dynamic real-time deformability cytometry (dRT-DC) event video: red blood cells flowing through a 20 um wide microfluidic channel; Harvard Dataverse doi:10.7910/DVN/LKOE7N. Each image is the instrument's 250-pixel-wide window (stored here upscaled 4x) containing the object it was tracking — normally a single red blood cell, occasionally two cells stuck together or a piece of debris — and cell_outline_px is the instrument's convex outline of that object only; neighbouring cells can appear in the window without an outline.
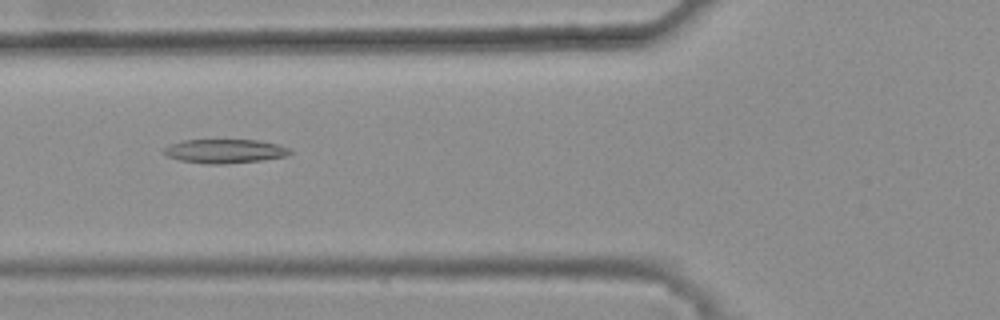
{"species": "common noctule bat (a hibernating species)", "species_latin": "Nyctalus noctula", "temperature_condition": "warm", "stored_images_in_passage": 47, "camera_frame_rate_fps": 3000, "um_per_image_px": 0.085, "animal": {"sex": "female", "body_mass_g": 25.1}, "frame": {"image": 1, "passage_image": 20, "time_ms": 6.333, "image_size_px": [1000, 320], "cell_outline_px": [[292, 152], [284, 156], [264, 160], [224, 164], [204, 164], [180, 160], [168, 156], [164, 152], [164, 148], [168, 144], [184, 140], [260, 140], [280, 144], [292, 148]], "centroid_in_image_um": [19.15, 12.84], "position_along_channel_um": 106.7, "area_um2": 17.8}}
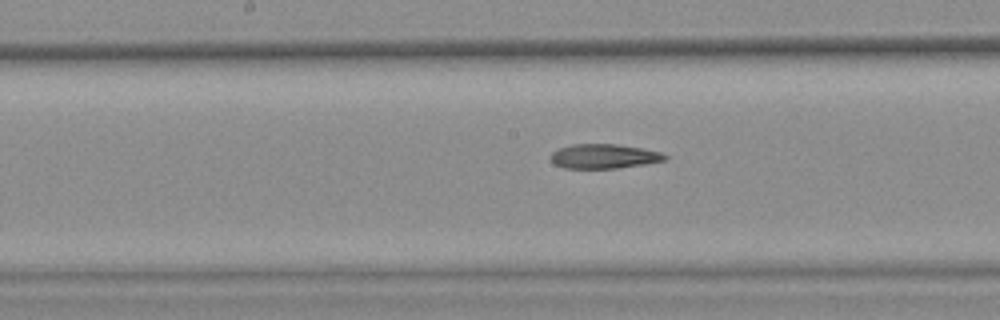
{"frame": {"image": 2, "passage_image": 27, "time_ms": 8.667, "image_size_px": [1000, 320], "cell_outline_px": [[668, 160], [648, 164], [616, 168], [564, 168], [556, 164], [552, 160], [552, 152], [556, 148], [572, 144], [616, 144], [640, 148], [660, 152], [668, 156]], "centroid_in_image_um": [51.36, 13.28], "position_along_channel_um": 196.8, "area_um2": 16.3}}
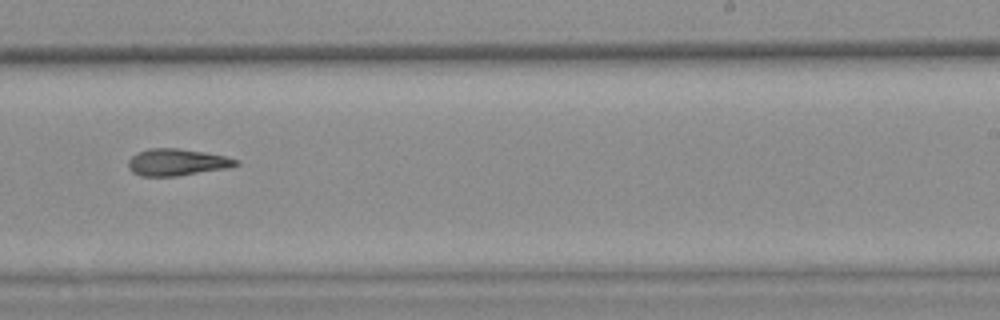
{"frame": {"image": 3, "passage_image": 33, "time_ms": 10.667, "image_size_px": [1000, 320], "cell_outline_px": [[240, 164], [228, 168], [176, 176], [140, 176], [132, 172], [128, 168], [128, 160], [136, 152], [148, 148], [176, 148], [204, 152], [224, 156], [240, 160]], "centroid_in_image_um": [15.02, 13.79], "position_along_channel_um": 274.0, "area_um2": 16.94}}